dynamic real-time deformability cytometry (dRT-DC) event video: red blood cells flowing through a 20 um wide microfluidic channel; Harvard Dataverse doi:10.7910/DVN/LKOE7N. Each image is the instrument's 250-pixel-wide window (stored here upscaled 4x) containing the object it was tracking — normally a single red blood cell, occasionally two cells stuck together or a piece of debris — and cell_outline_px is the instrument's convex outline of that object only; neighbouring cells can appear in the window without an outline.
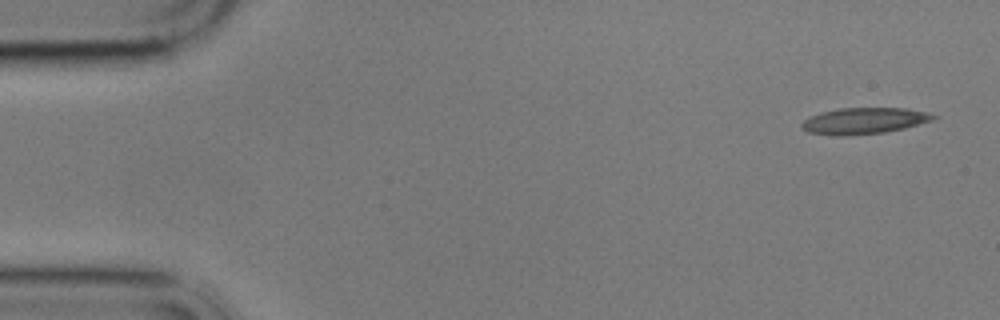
{"species": "common noctule bat (a hibernating species)", "species_latin": "Nyctalus noctula", "temperature_condition": "cold", "stored_images_in_passage": 6, "camera_frame_rate_fps": 3000, "um_per_image_px": 0.085, "animal": {"sex": "male", "body_mass_g": 17.9}, "frame": {"image": 1, "passage_image": 1, "time_ms": 0.0, "image_size_px": [1000, 320], "cell_outline_px": [[940, 116], [932, 120], [904, 128], [884, 132], [844, 136], [836, 136], [808, 132], [800, 128], [800, 124], [808, 116], [820, 112], [840, 108], [908, 108], [928, 112]], "centroid_in_image_um": [73.42, 10.26], "position_along_channel_um": 11.6, "area_um2": 20.35}}
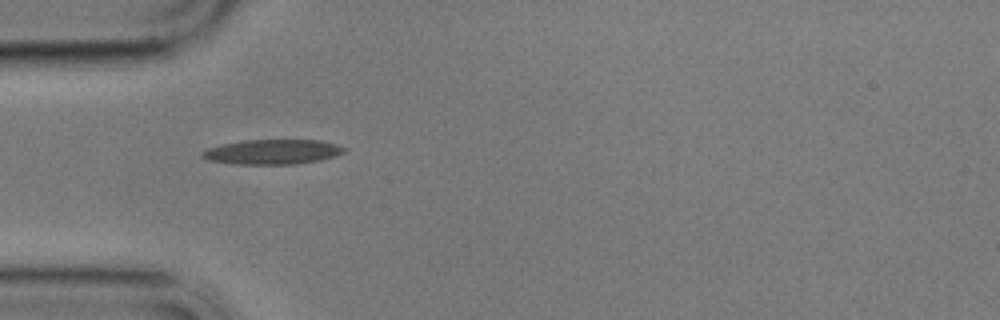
{"frame": {"image": 2, "passage_image": 5, "time_ms": 4.667, "image_size_px": [1000, 320], "cell_outline_px": [[348, 148], [344, 152], [336, 156], [320, 160], [296, 164], [236, 164], [208, 160], [200, 156], [200, 152], [208, 148], [220, 144], [244, 140], [320, 140], [336, 144]], "centroid_in_image_um": [23.16, 12.9], "position_along_channel_um": 61.8, "area_um2": 20.69}}
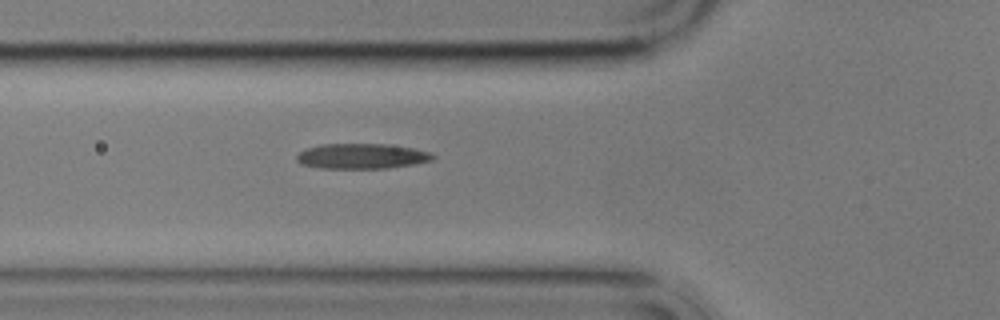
{"frame": {"image": 3, "passage_image": 6, "time_ms": 5.667, "image_size_px": [1000, 320], "cell_outline_px": [[436, 156], [432, 160], [416, 164], [388, 168], [320, 168], [300, 164], [296, 160], [296, 156], [300, 152], [308, 148], [320, 144], [388, 144], [412, 148], [428, 152]], "centroid_in_image_um": [30.74, 13.28], "position_along_channel_um": 95.1, "area_um2": 20.0}}